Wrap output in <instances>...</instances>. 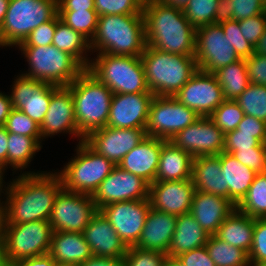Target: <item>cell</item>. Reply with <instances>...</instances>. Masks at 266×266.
<instances>
[{
    "label": "cell",
    "instance_id": "obj_5",
    "mask_svg": "<svg viewBox=\"0 0 266 266\" xmlns=\"http://www.w3.org/2000/svg\"><path fill=\"white\" fill-rule=\"evenodd\" d=\"M67 87L72 93L79 133L85 138L90 132L106 127L114 93L87 69Z\"/></svg>",
    "mask_w": 266,
    "mask_h": 266
},
{
    "label": "cell",
    "instance_id": "obj_37",
    "mask_svg": "<svg viewBox=\"0 0 266 266\" xmlns=\"http://www.w3.org/2000/svg\"><path fill=\"white\" fill-rule=\"evenodd\" d=\"M236 209L252 218H266V173H257Z\"/></svg>",
    "mask_w": 266,
    "mask_h": 266
},
{
    "label": "cell",
    "instance_id": "obj_29",
    "mask_svg": "<svg viewBox=\"0 0 266 266\" xmlns=\"http://www.w3.org/2000/svg\"><path fill=\"white\" fill-rule=\"evenodd\" d=\"M209 236L190 213L178 215L167 256L176 258L182 253L203 247Z\"/></svg>",
    "mask_w": 266,
    "mask_h": 266
},
{
    "label": "cell",
    "instance_id": "obj_55",
    "mask_svg": "<svg viewBox=\"0 0 266 266\" xmlns=\"http://www.w3.org/2000/svg\"><path fill=\"white\" fill-rule=\"evenodd\" d=\"M95 10L94 0H58V11Z\"/></svg>",
    "mask_w": 266,
    "mask_h": 266
},
{
    "label": "cell",
    "instance_id": "obj_58",
    "mask_svg": "<svg viewBox=\"0 0 266 266\" xmlns=\"http://www.w3.org/2000/svg\"><path fill=\"white\" fill-rule=\"evenodd\" d=\"M230 0H218V6L215 13V23H222L233 20V11L230 10Z\"/></svg>",
    "mask_w": 266,
    "mask_h": 266
},
{
    "label": "cell",
    "instance_id": "obj_19",
    "mask_svg": "<svg viewBox=\"0 0 266 266\" xmlns=\"http://www.w3.org/2000/svg\"><path fill=\"white\" fill-rule=\"evenodd\" d=\"M41 139L53 137L56 134H69L78 138L84 137L79 133L75 120L74 101L71 90L67 86L52 85V96L48 111L40 125Z\"/></svg>",
    "mask_w": 266,
    "mask_h": 266
},
{
    "label": "cell",
    "instance_id": "obj_64",
    "mask_svg": "<svg viewBox=\"0 0 266 266\" xmlns=\"http://www.w3.org/2000/svg\"><path fill=\"white\" fill-rule=\"evenodd\" d=\"M5 172L6 170L0 166V201H4V197L3 195L5 196L6 195V192H7V187H8V182H5L4 179H5ZM6 183V185H5ZM5 192V193H4ZM3 193V194H2ZM3 197V199H2Z\"/></svg>",
    "mask_w": 266,
    "mask_h": 266
},
{
    "label": "cell",
    "instance_id": "obj_8",
    "mask_svg": "<svg viewBox=\"0 0 266 266\" xmlns=\"http://www.w3.org/2000/svg\"><path fill=\"white\" fill-rule=\"evenodd\" d=\"M58 14V0H10L0 27V47H16Z\"/></svg>",
    "mask_w": 266,
    "mask_h": 266
},
{
    "label": "cell",
    "instance_id": "obj_3",
    "mask_svg": "<svg viewBox=\"0 0 266 266\" xmlns=\"http://www.w3.org/2000/svg\"><path fill=\"white\" fill-rule=\"evenodd\" d=\"M145 47L143 14L98 16L96 32L90 42L92 54L141 56Z\"/></svg>",
    "mask_w": 266,
    "mask_h": 266
},
{
    "label": "cell",
    "instance_id": "obj_22",
    "mask_svg": "<svg viewBox=\"0 0 266 266\" xmlns=\"http://www.w3.org/2000/svg\"><path fill=\"white\" fill-rule=\"evenodd\" d=\"M194 191L191 179L153 182L149 184L151 208L177 216L190 213Z\"/></svg>",
    "mask_w": 266,
    "mask_h": 266
},
{
    "label": "cell",
    "instance_id": "obj_12",
    "mask_svg": "<svg viewBox=\"0 0 266 266\" xmlns=\"http://www.w3.org/2000/svg\"><path fill=\"white\" fill-rule=\"evenodd\" d=\"M97 211L92 195L62 188L55 198L49 222L53 231L82 233Z\"/></svg>",
    "mask_w": 266,
    "mask_h": 266
},
{
    "label": "cell",
    "instance_id": "obj_50",
    "mask_svg": "<svg viewBox=\"0 0 266 266\" xmlns=\"http://www.w3.org/2000/svg\"><path fill=\"white\" fill-rule=\"evenodd\" d=\"M243 37L254 47L266 29V12L239 21Z\"/></svg>",
    "mask_w": 266,
    "mask_h": 266
},
{
    "label": "cell",
    "instance_id": "obj_69",
    "mask_svg": "<svg viewBox=\"0 0 266 266\" xmlns=\"http://www.w3.org/2000/svg\"><path fill=\"white\" fill-rule=\"evenodd\" d=\"M262 3H263V6H264V8L266 10V0H262Z\"/></svg>",
    "mask_w": 266,
    "mask_h": 266
},
{
    "label": "cell",
    "instance_id": "obj_10",
    "mask_svg": "<svg viewBox=\"0 0 266 266\" xmlns=\"http://www.w3.org/2000/svg\"><path fill=\"white\" fill-rule=\"evenodd\" d=\"M53 232L48 220L5 225L2 247L9 263L49 254Z\"/></svg>",
    "mask_w": 266,
    "mask_h": 266
},
{
    "label": "cell",
    "instance_id": "obj_61",
    "mask_svg": "<svg viewBox=\"0 0 266 266\" xmlns=\"http://www.w3.org/2000/svg\"><path fill=\"white\" fill-rule=\"evenodd\" d=\"M5 225H6L5 205L4 201H0V247L3 246Z\"/></svg>",
    "mask_w": 266,
    "mask_h": 266
},
{
    "label": "cell",
    "instance_id": "obj_9",
    "mask_svg": "<svg viewBox=\"0 0 266 266\" xmlns=\"http://www.w3.org/2000/svg\"><path fill=\"white\" fill-rule=\"evenodd\" d=\"M75 151L76 155L61 170L55 171L61 177L64 189L93 195L115 165L84 141L78 142Z\"/></svg>",
    "mask_w": 266,
    "mask_h": 266
},
{
    "label": "cell",
    "instance_id": "obj_36",
    "mask_svg": "<svg viewBox=\"0 0 266 266\" xmlns=\"http://www.w3.org/2000/svg\"><path fill=\"white\" fill-rule=\"evenodd\" d=\"M205 247L215 266H250L246 251L222 241L215 235L209 236Z\"/></svg>",
    "mask_w": 266,
    "mask_h": 266
},
{
    "label": "cell",
    "instance_id": "obj_25",
    "mask_svg": "<svg viewBox=\"0 0 266 266\" xmlns=\"http://www.w3.org/2000/svg\"><path fill=\"white\" fill-rule=\"evenodd\" d=\"M166 141L146 136L123 157L118 166L127 172L142 177L149 184L155 182L161 148Z\"/></svg>",
    "mask_w": 266,
    "mask_h": 266
},
{
    "label": "cell",
    "instance_id": "obj_32",
    "mask_svg": "<svg viewBox=\"0 0 266 266\" xmlns=\"http://www.w3.org/2000/svg\"><path fill=\"white\" fill-rule=\"evenodd\" d=\"M255 218L233 211L219 226L215 236L247 253L251 250Z\"/></svg>",
    "mask_w": 266,
    "mask_h": 266
},
{
    "label": "cell",
    "instance_id": "obj_38",
    "mask_svg": "<svg viewBox=\"0 0 266 266\" xmlns=\"http://www.w3.org/2000/svg\"><path fill=\"white\" fill-rule=\"evenodd\" d=\"M235 101L244 114L266 122V86L249 84Z\"/></svg>",
    "mask_w": 266,
    "mask_h": 266
},
{
    "label": "cell",
    "instance_id": "obj_15",
    "mask_svg": "<svg viewBox=\"0 0 266 266\" xmlns=\"http://www.w3.org/2000/svg\"><path fill=\"white\" fill-rule=\"evenodd\" d=\"M149 198V183L115 165L92 195L98 211L111 203Z\"/></svg>",
    "mask_w": 266,
    "mask_h": 266
},
{
    "label": "cell",
    "instance_id": "obj_56",
    "mask_svg": "<svg viewBox=\"0 0 266 266\" xmlns=\"http://www.w3.org/2000/svg\"><path fill=\"white\" fill-rule=\"evenodd\" d=\"M78 266H125V259L123 258H106L92 255Z\"/></svg>",
    "mask_w": 266,
    "mask_h": 266
},
{
    "label": "cell",
    "instance_id": "obj_28",
    "mask_svg": "<svg viewBox=\"0 0 266 266\" xmlns=\"http://www.w3.org/2000/svg\"><path fill=\"white\" fill-rule=\"evenodd\" d=\"M193 157L166 141L161 148L155 182L191 179Z\"/></svg>",
    "mask_w": 266,
    "mask_h": 266
},
{
    "label": "cell",
    "instance_id": "obj_65",
    "mask_svg": "<svg viewBox=\"0 0 266 266\" xmlns=\"http://www.w3.org/2000/svg\"><path fill=\"white\" fill-rule=\"evenodd\" d=\"M10 0H0V27L2 26Z\"/></svg>",
    "mask_w": 266,
    "mask_h": 266
},
{
    "label": "cell",
    "instance_id": "obj_51",
    "mask_svg": "<svg viewBox=\"0 0 266 266\" xmlns=\"http://www.w3.org/2000/svg\"><path fill=\"white\" fill-rule=\"evenodd\" d=\"M233 20L241 21L266 12L262 0H230Z\"/></svg>",
    "mask_w": 266,
    "mask_h": 266
},
{
    "label": "cell",
    "instance_id": "obj_18",
    "mask_svg": "<svg viewBox=\"0 0 266 266\" xmlns=\"http://www.w3.org/2000/svg\"><path fill=\"white\" fill-rule=\"evenodd\" d=\"M193 158L219 155L223 152L224 133L209 117H200L170 140Z\"/></svg>",
    "mask_w": 266,
    "mask_h": 266
},
{
    "label": "cell",
    "instance_id": "obj_23",
    "mask_svg": "<svg viewBox=\"0 0 266 266\" xmlns=\"http://www.w3.org/2000/svg\"><path fill=\"white\" fill-rule=\"evenodd\" d=\"M82 233L92 255L106 258H123L126 255L128 247L100 211L92 217Z\"/></svg>",
    "mask_w": 266,
    "mask_h": 266
},
{
    "label": "cell",
    "instance_id": "obj_14",
    "mask_svg": "<svg viewBox=\"0 0 266 266\" xmlns=\"http://www.w3.org/2000/svg\"><path fill=\"white\" fill-rule=\"evenodd\" d=\"M174 97L200 117H209L225 100L214 73L201 69L194 73Z\"/></svg>",
    "mask_w": 266,
    "mask_h": 266
},
{
    "label": "cell",
    "instance_id": "obj_52",
    "mask_svg": "<svg viewBox=\"0 0 266 266\" xmlns=\"http://www.w3.org/2000/svg\"><path fill=\"white\" fill-rule=\"evenodd\" d=\"M250 84L266 86V55L253 53L245 59Z\"/></svg>",
    "mask_w": 266,
    "mask_h": 266
},
{
    "label": "cell",
    "instance_id": "obj_30",
    "mask_svg": "<svg viewBox=\"0 0 266 266\" xmlns=\"http://www.w3.org/2000/svg\"><path fill=\"white\" fill-rule=\"evenodd\" d=\"M49 255L56 262L78 266L91 257L92 252L83 233L54 231Z\"/></svg>",
    "mask_w": 266,
    "mask_h": 266
},
{
    "label": "cell",
    "instance_id": "obj_44",
    "mask_svg": "<svg viewBox=\"0 0 266 266\" xmlns=\"http://www.w3.org/2000/svg\"><path fill=\"white\" fill-rule=\"evenodd\" d=\"M248 257L250 266H266V218L255 219L252 245Z\"/></svg>",
    "mask_w": 266,
    "mask_h": 266
},
{
    "label": "cell",
    "instance_id": "obj_13",
    "mask_svg": "<svg viewBox=\"0 0 266 266\" xmlns=\"http://www.w3.org/2000/svg\"><path fill=\"white\" fill-rule=\"evenodd\" d=\"M195 58L198 69L214 73L240 58L225 37L219 23H212L196 29Z\"/></svg>",
    "mask_w": 266,
    "mask_h": 266
},
{
    "label": "cell",
    "instance_id": "obj_66",
    "mask_svg": "<svg viewBox=\"0 0 266 266\" xmlns=\"http://www.w3.org/2000/svg\"><path fill=\"white\" fill-rule=\"evenodd\" d=\"M163 266H183L177 258L167 257Z\"/></svg>",
    "mask_w": 266,
    "mask_h": 266
},
{
    "label": "cell",
    "instance_id": "obj_53",
    "mask_svg": "<svg viewBox=\"0 0 266 266\" xmlns=\"http://www.w3.org/2000/svg\"><path fill=\"white\" fill-rule=\"evenodd\" d=\"M240 133L254 134L260 143H266V122L244 114L236 128Z\"/></svg>",
    "mask_w": 266,
    "mask_h": 266
},
{
    "label": "cell",
    "instance_id": "obj_62",
    "mask_svg": "<svg viewBox=\"0 0 266 266\" xmlns=\"http://www.w3.org/2000/svg\"><path fill=\"white\" fill-rule=\"evenodd\" d=\"M254 53L260 55H266V29L258 40V43L254 46Z\"/></svg>",
    "mask_w": 266,
    "mask_h": 266
},
{
    "label": "cell",
    "instance_id": "obj_41",
    "mask_svg": "<svg viewBox=\"0 0 266 266\" xmlns=\"http://www.w3.org/2000/svg\"><path fill=\"white\" fill-rule=\"evenodd\" d=\"M243 116L244 112L235 100H224L209 118L226 134L237 128Z\"/></svg>",
    "mask_w": 266,
    "mask_h": 266
},
{
    "label": "cell",
    "instance_id": "obj_11",
    "mask_svg": "<svg viewBox=\"0 0 266 266\" xmlns=\"http://www.w3.org/2000/svg\"><path fill=\"white\" fill-rule=\"evenodd\" d=\"M200 116L174 96H154L145 127L146 136L170 141Z\"/></svg>",
    "mask_w": 266,
    "mask_h": 266
},
{
    "label": "cell",
    "instance_id": "obj_46",
    "mask_svg": "<svg viewBox=\"0 0 266 266\" xmlns=\"http://www.w3.org/2000/svg\"><path fill=\"white\" fill-rule=\"evenodd\" d=\"M167 254L160 251L144 250L136 246L127 248L125 266H163Z\"/></svg>",
    "mask_w": 266,
    "mask_h": 266
},
{
    "label": "cell",
    "instance_id": "obj_7",
    "mask_svg": "<svg viewBox=\"0 0 266 266\" xmlns=\"http://www.w3.org/2000/svg\"><path fill=\"white\" fill-rule=\"evenodd\" d=\"M87 70L114 94L149 92L140 56L97 54Z\"/></svg>",
    "mask_w": 266,
    "mask_h": 266
},
{
    "label": "cell",
    "instance_id": "obj_27",
    "mask_svg": "<svg viewBox=\"0 0 266 266\" xmlns=\"http://www.w3.org/2000/svg\"><path fill=\"white\" fill-rule=\"evenodd\" d=\"M217 156L220 158L224 179V197L237 206L246 196L257 173L229 153L221 152Z\"/></svg>",
    "mask_w": 266,
    "mask_h": 266
},
{
    "label": "cell",
    "instance_id": "obj_16",
    "mask_svg": "<svg viewBox=\"0 0 266 266\" xmlns=\"http://www.w3.org/2000/svg\"><path fill=\"white\" fill-rule=\"evenodd\" d=\"M150 208L148 198L111 203L99 211L114 227L126 246L130 247L138 242Z\"/></svg>",
    "mask_w": 266,
    "mask_h": 266
},
{
    "label": "cell",
    "instance_id": "obj_54",
    "mask_svg": "<svg viewBox=\"0 0 266 266\" xmlns=\"http://www.w3.org/2000/svg\"><path fill=\"white\" fill-rule=\"evenodd\" d=\"M176 258L183 266H215L205 246L182 253Z\"/></svg>",
    "mask_w": 266,
    "mask_h": 266
},
{
    "label": "cell",
    "instance_id": "obj_39",
    "mask_svg": "<svg viewBox=\"0 0 266 266\" xmlns=\"http://www.w3.org/2000/svg\"><path fill=\"white\" fill-rule=\"evenodd\" d=\"M58 14L63 22L91 42L97 28L96 10L58 11Z\"/></svg>",
    "mask_w": 266,
    "mask_h": 266
},
{
    "label": "cell",
    "instance_id": "obj_60",
    "mask_svg": "<svg viewBox=\"0 0 266 266\" xmlns=\"http://www.w3.org/2000/svg\"><path fill=\"white\" fill-rule=\"evenodd\" d=\"M8 132L0 126V166L7 170Z\"/></svg>",
    "mask_w": 266,
    "mask_h": 266
},
{
    "label": "cell",
    "instance_id": "obj_24",
    "mask_svg": "<svg viewBox=\"0 0 266 266\" xmlns=\"http://www.w3.org/2000/svg\"><path fill=\"white\" fill-rule=\"evenodd\" d=\"M235 210L236 206L223 196L194 191L190 214L210 236Z\"/></svg>",
    "mask_w": 266,
    "mask_h": 266
},
{
    "label": "cell",
    "instance_id": "obj_31",
    "mask_svg": "<svg viewBox=\"0 0 266 266\" xmlns=\"http://www.w3.org/2000/svg\"><path fill=\"white\" fill-rule=\"evenodd\" d=\"M191 180L195 190L224 197V179L217 155L193 158Z\"/></svg>",
    "mask_w": 266,
    "mask_h": 266
},
{
    "label": "cell",
    "instance_id": "obj_4",
    "mask_svg": "<svg viewBox=\"0 0 266 266\" xmlns=\"http://www.w3.org/2000/svg\"><path fill=\"white\" fill-rule=\"evenodd\" d=\"M147 86L155 96H174L198 70L195 56L145 47L140 56Z\"/></svg>",
    "mask_w": 266,
    "mask_h": 266
},
{
    "label": "cell",
    "instance_id": "obj_26",
    "mask_svg": "<svg viewBox=\"0 0 266 266\" xmlns=\"http://www.w3.org/2000/svg\"><path fill=\"white\" fill-rule=\"evenodd\" d=\"M176 219L177 215L150 208L140 238L134 246L167 254L175 231Z\"/></svg>",
    "mask_w": 266,
    "mask_h": 266
},
{
    "label": "cell",
    "instance_id": "obj_17",
    "mask_svg": "<svg viewBox=\"0 0 266 266\" xmlns=\"http://www.w3.org/2000/svg\"><path fill=\"white\" fill-rule=\"evenodd\" d=\"M146 137L145 128L104 127L90 132L84 142L99 155L118 165Z\"/></svg>",
    "mask_w": 266,
    "mask_h": 266
},
{
    "label": "cell",
    "instance_id": "obj_45",
    "mask_svg": "<svg viewBox=\"0 0 266 266\" xmlns=\"http://www.w3.org/2000/svg\"><path fill=\"white\" fill-rule=\"evenodd\" d=\"M230 45L234 47L239 58H249L254 53V47L243 37L239 21L231 20L220 23Z\"/></svg>",
    "mask_w": 266,
    "mask_h": 266
},
{
    "label": "cell",
    "instance_id": "obj_20",
    "mask_svg": "<svg viewBox=\"0 0 266 266\" xmlns=\"http://www.w3.org/2000/svg\"><path fill=\"white\" fill-rule=\"evenodd\" d=\"M12 83L9 97L13 108L22 111L41 125L51 101L52 84L22 74L16 76Z\"/></svg>",
    "mask_w": 266,
    "mask_h": 266
},
{
    "label": "cell",
    "instance_id": "obj_1",
    "mask_svg": "<svg viewBox=\"0 0 266 266\" xmlns=\"http://www.w3.org/2000/svg\"><path fill=\"white\" fill-rule=\"evenodd\" d=\"M53 171L19 174L9 181L4 196L6 225L49 221L55 198L63 188L61 177Z\"/></svg>",
    "mask_w": 266,
    "mask_h": 266
},
{
    "label": "cell",
    "instance_id": "obj_2",
    "mask_svg": "<svg viewBox=\"0 0 266 266\" xmlns=\"http://www.w3.org/2000/svg\"><path fill=\"white\" fill-rule=\"evenodd\" d=\"M142 13L147 46L172 54L195 55L196 29L182 9L149 0L144 2Z\"/></svg>",
    "mask_w": 266,
    "mask_h": 266
},
{
    "label": "cell",
    "instance_id": "obj_67",
    "mask_svg": "<svg viewBox=\"0 0 266 266\" xmlns=\"http://www.w3.org/2000/svg\"><path fill=\"white\" fill-rule=\"evenodd\" d=\"M0 266H10L8 258L4 253L3 247H0Z\"/></svg>",
    "mask_w": 266,
    "mask_h": 266
},
{
    "label": "cell",
    "instance_id": "obj_21",
    "mask_svg": "<svg viewBox=\"0 0 266 266\" xmlns=\"http://www.w3.org/2000/svg\"><path fill=\"white\" fill-rule=\"evenodd\" d=\"M152 92L113 94L107 126L111 128H145Z\"/></svg>",
    "mask_w": 266,
    "mask_h": 266
},
{
    "label": "cell",
    "instance_id": "obj_6",
    "mask_svg": "<svg viewBox=\"0 0 266 266\" xmlns=\"http://www.w3.org/2000/svg\"><path fill=\"white\" fill-rule=\"evenodd\" d=\"M28 63V71L21 74L56 86H68L85 68L70 54L54 45L16 47Z\"/></svg>",
    "mask_w": 266,
    "mask_h": 266
},
{
    "label": "cell",
    "instance_id": "obj_34",
    "mask_svg": "<svg viewBox=\"0 0 266 266\" xmlns=\"http://www.w3.org/2000/svg\"><path fill=\"white\" fill-rule=\"evenodd\" d=\"M33 137L8 132L7 169H12V175L19 170L20 174H37L45 171H26L36 152L42 149ZM25 170V171H24Z\"/></svg>",
    "mask_w": 266,
    "mask_h": 266
},
{
    "label": "cell",
    "instance_id": "obj_42",
    "mask_svg": "<svg viewBox=\"0 0 266 266\" xmlns=\"http://www.w3.org/2000/svg\"><path fill=\"white\" fill-rule=\"evenodd\" d=\"M4 128L13 134L33 137L40 145L45 141L41 139L40 125L22 111L14 108L6 119Z\"/></svg>",
    "mask_w": 266,
    "mask_h": 266
},
{
    "label": "cell",
    "instance_id": "obj_48",
    "mask_svg": "<svg viewBox=\"0 0 266 266\" xmlns=\"http://www.w3.org/2000/svg\"><path fill=\"white\" fill-rule=\"evenodd\" d=\"M56 30V16L39 27L35 28L25 40L16 47H37L52 45L54 32Z\"/></svg>",
    "mask_w": 266,
    "mask_h": 266
},
{
    "label": "cell",
    "instance_id": "obj_70",
    "mask_svg": "<svg viewBox=\"0 0 266 266\" xmlns=\"http://www.w3.org/2000/svg\"><path fill=\"white\" fill-rule=\"evenodd\" d=\"M265 173H266V157H265Z\"/></svg>",
    "mask_w": 266,
    "mask_h": 266
},
{
    "label": "cell",
    "instance_id": "obj_63",
    "mask_svg": "<svg viewBox=\"0 0 266 266\" xmlns=\"http://www.w3.org/2000/svg\"><path fill=\"white\" fill-rule=\"evenodd\" d=\"M163 4L169 5L171 7L184 9L190 0H157Z\"/></svg>",
    "mask_w": 266,
    "mask_h": 266
},
{
    "label": "cell",
    "instance_id": "obj_57",
    "mask_svg": "<svg viewBox=\"0 0 266 266\" xmlns=\"http://www.w3.org/2000/svg\"><path fill=\"white\" fill-rule=\"evenodd\" d=\"M10 266H55V260L49 255L26 258L11 263Z\"/></svg>",
    "mask_w": 266,
    "mask_h": 266
},
{
    "label": "cell",
    "instance_id": "obj_68",
    "mask_svg": "<svg viewBox=\"0 0 266 266\" xmlns=\"http://www.w3.org/2000/svg\"><path fill=\"white\" fill-rule=\"evenodd\" d=\"M55 266H76L70 263H62V262H56L55 261Z\"/></svg>",
    "mask_w": 266,
    "mask_h": 266
},
{
    "label": "cell",
    "instance_id": "obj_47",
    "mask_svg": "<svg viewBox=\"0 0 266 266\" xmlns=\"http://www.w3.org/2000/svg\"><path fill=\"white\" fill-rule=\"evenodd\" d=\"M266 148V143H260L254 134L240 133L237 129L224 134L223 152L232 154L238 149Z\"/></svg>",
    "mask_w": 266,
    "mask_h": 266
},
{
    "label": "cell",
    "instance_id": "obj_49",
    "mask_svg": "<svg viewBox=\"0 0 266 266\" xmlns=\"http://www.w3.org/2000/svg\"><path fill=\"white\" fill-rule=\"evenodd\" d=\"M231 155L256 173H265L266 148L238 149Z\"/></svg>",
    "mask_w": 266,
    "mask_h": 266
},
{
    "label": "cell",
    "instance_id": "obj_35",
    "mask_svg": "<svg viewBox=\"0 0 266 266\" xmlns=\"http://www.w3.org/2000/svg\"><path fill=\"white\" fill-rule=\"evenodd\" d=\"M214 75L222 87L225 100H236L250 84L245 59L242 58L221 67L214 72Z\"/></svg>",
    "mask_w": 266,
    "mask_h": 266
},
{
    "label": "cell",
    "instance_id": "obj_43",
    "mask_svg": "<svg viewBox=\"0 0 266 266\" xmlns=\"http://www.w3.org/2000/svg\"><path fill=\"white\" fill-rule=\"evenodd\" d=\"M98 16L143 14V0H94Z\"/></svg>",
    "mask_w": 266,
    "mask_h": 266
},
{
    "label": "cell",
    "instance_id": "obj_40",
    "mask_svg": "<svg viewBox=\"0 0 266 266\" xmlns=\"http://www.w3.org/2000/svg\"><path fill=\"white\" fill-rule=\"evenodd\" d=\"M218 0H190L183 13L188 22L195 28L215 23Z\"/></svg>",
    "mask_w": 266,
    "mask_h": 266
},
{
    "label": "cell",
    "instance_id": "obj_33",
    "mask_svg": "<svg viewBox=\"0 0 266 266\" xmlns=\"http://www.w3.org/2000/svg\"><path fill=\"white\" fill-rule=\"evenodd\" d=\"M52 45L73 56L85 69L88 68L91 61V57L88 56L92 54L90 41L63 22L59 14L56 15V30Z\"/></svg>",
    "mask_w": 266,
    "mask_h": 266
},
{
    "label": "cell",
    "instance_id": "obj_59",
    "mask_svg": "<svg viewBox=\"0 0 266 266\" xmlns=\"http://www.w3.org/2000/svg\"><path fill=\"white\" fill-rule=\"evenodd\" d=\"M12 109L13 106L9 94L0 91V126H4Z\"/></svg>",
    "mask_w": 266,
    "mask_h": 266
}]
</instances>
